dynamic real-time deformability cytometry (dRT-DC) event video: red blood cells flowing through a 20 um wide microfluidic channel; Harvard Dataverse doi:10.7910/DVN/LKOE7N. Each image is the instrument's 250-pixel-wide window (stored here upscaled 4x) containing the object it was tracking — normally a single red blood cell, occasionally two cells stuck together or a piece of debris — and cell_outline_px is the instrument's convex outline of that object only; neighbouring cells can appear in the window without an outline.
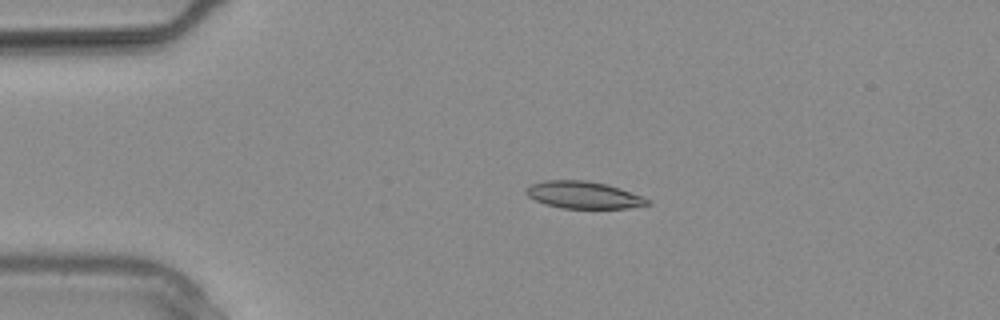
{"species": "common noctule bat (a hibernating species)", "species_latin": "Nyctalus noctula", "temperature_condition": "warm", "stored_images_in_passage": 17, "camera_frame_rate_fps": 3000, "um_per_image_px": 0.085, "animal": {"sex": "male", "body_mass_g": 20.4}, "frame": {"image": 1, "passage_image": 6, "time_ms": 1.667, "image_size_px": [1000, 320], "cell_outline_px": [[652, 204], [628, 208], [560, 208], [544, 204], [528, 196], [524, 192], [532, 184], [544, 180], [584, 180], [608, 184], [644, 196]], "centroid_in_image_um": [49.62, 16.57], "position_along_channel_um": 35.4, "area_um2": 19.25}}
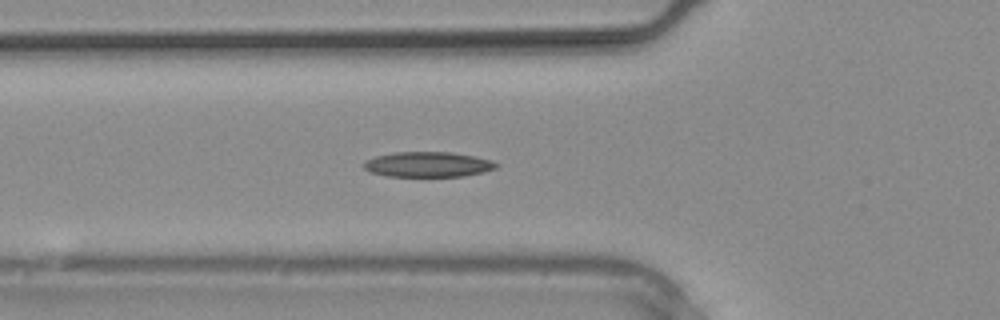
{"frame": {"image": 2, "passage_image": 10, "time_ms": 3.0, "image_size_px": [1000, 320], "cell_outline_px": [[500, 164], [496, 168], [484, 172], [464, 176], [388, 176], [372, 172], [364, 168], [364, 160], [376, 156], [396, 152], [452, 152], [492, 160]], "centroid_in_image_um": [36.4, 13.97], "position_along_channel_um": 89.4, "area_um2": 19.36}}